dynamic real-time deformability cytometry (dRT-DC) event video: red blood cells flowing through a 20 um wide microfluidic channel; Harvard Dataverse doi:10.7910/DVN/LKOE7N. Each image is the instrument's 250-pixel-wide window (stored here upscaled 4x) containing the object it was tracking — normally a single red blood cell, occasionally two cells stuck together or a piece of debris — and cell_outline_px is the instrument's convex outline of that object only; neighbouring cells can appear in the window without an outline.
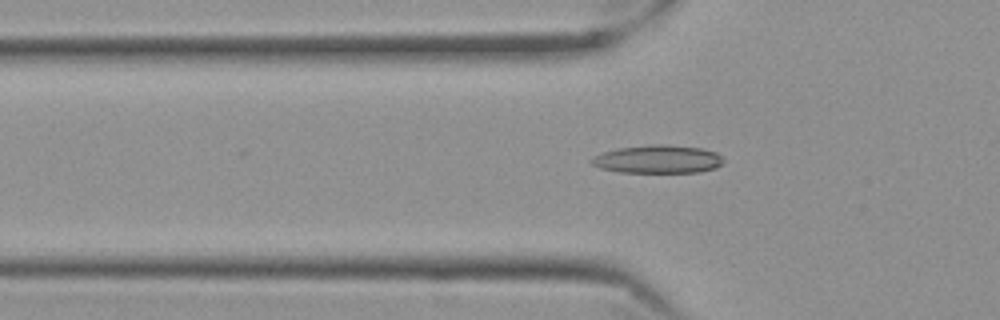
{"species": "Egyptian fruit bat (a non-hibernating species)", "species_latin": "Rousettus aegyptiacus", "temperature_condition": "cold", "stored_images_in_passage": 42, "camera_frame_rate_fps": 3000, "um_per_image_px": 0.085, "frame": {"image": 1, "passage_image": 7, "time_ms": 2.0, "image_size_px": [1000, 320], "cell_outline_px": [[724, 160], [716, 168], [700, 172], [620, 172], [600, 168], [592, 164], [592, 156], [604, 152], [620, 148], [652, 144], [664, 144], [700, 148], [716, 152]], "centroid_in_image_um": [55.92, 13.53], "position_along_channel_um": 69.9, "area_um2": 21.44}}
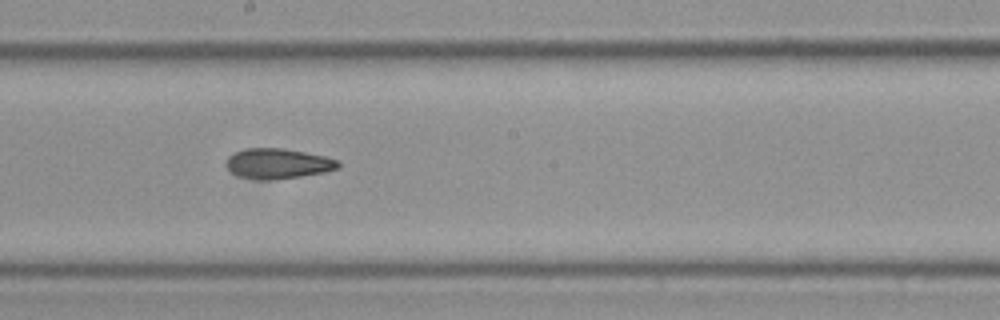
{"frame": {"image": 2, "passage_image": 20, "time_ms": 6.333, "image_size_px": [1000, 320], "cell_outline_px": [[340, 168], [324, 172], [300, 176], [264, 180], [260, 180], [240, 176], [232, 172], [228, 168], [228, 156], [236, 152], [248, 148], [284, 148], [324, 156], [340, 160]], "centroid_in_image_um": [23.67, 13.89], "position_along_channel_um": 224.5, "area_um2": 19.42}}
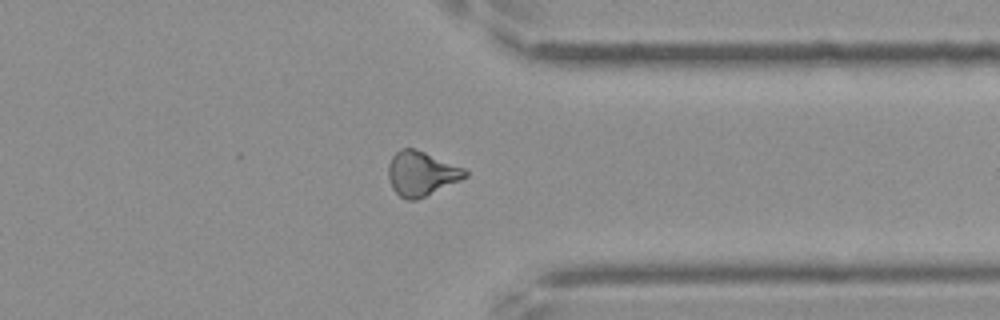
{"frame": {"image": 3, "passage_image": 33, "time_ms": 10.667, "image_size_px": [1000, 320], "cell_outline_px": [[468, 176], [460, 180], [416, 200], [404, 200], [392, 188], [388, 180], [388, 164], [392, 156], [400, 148], [412, 148], [424, 152], [464, 168], [468, 172]], "centroid_in_image_um": [35.78, 14.76], "position_along_channel_um": 375.6, "area_um2": 19.77}, "authors_computed_cell_mechanics": {"area_um2": 19.4208, "velocity_mm_per_s": 3.5481, "shape_relaxation_time_tau1_ms": null, "shape_relaxation_time_tau2_ms": 5.0877, "deformation_change_tau1": null, "deformation_change_tau2": 0.1186}}